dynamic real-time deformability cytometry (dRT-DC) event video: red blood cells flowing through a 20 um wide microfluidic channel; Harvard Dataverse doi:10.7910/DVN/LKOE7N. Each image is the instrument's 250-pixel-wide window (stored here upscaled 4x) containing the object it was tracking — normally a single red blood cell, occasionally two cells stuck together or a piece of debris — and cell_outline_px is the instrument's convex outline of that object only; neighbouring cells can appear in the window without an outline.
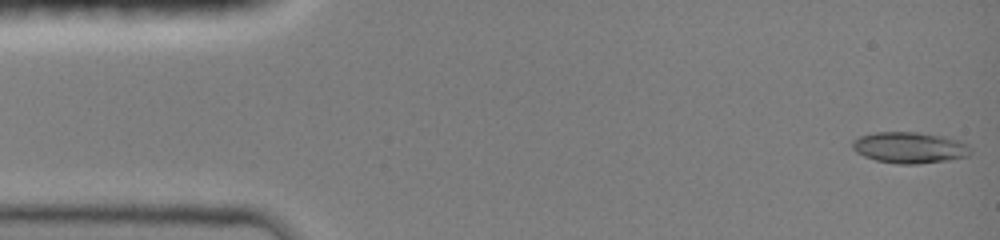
{"species": "common noctule bat (a hibernating species)", "species_latin": "Nyctalus noctula", "temperature_condition": "room temperature", "stored_images_in_passage": 48, "camera_frame_rate_fps": 3000, "um_per_image_px": 0.085, "animal": {"sex": "female", "body_mass_g": 19.0, "forearm_length_mm": 51.5}, "frame": {"image": 1, "passage_image": 1, "time_ms": 0.0, "image_size_px": [1000, 240], "cell_outline_px": [[972, 152], [968, 156], [948, 160], [916, 164], [896, 164], [876, 160], [864, 156], [856, 152], [852, 148], [852, 140], [860, 136], [876, 132], [916, 132], [944, 136], [960, 140], [968, 144], [972, 148]], "centroid_in_image_um": [77.34, 12.54], "position_along_channel_um": 7.7, "area_um2": 21.68}}
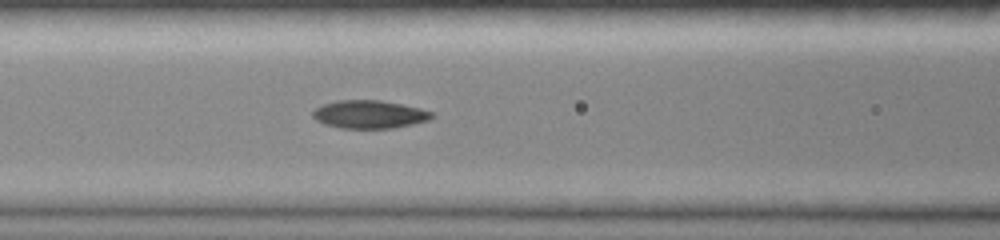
{"frame": {"image": 2, "passage_image": 19, "time_ms": 6.0, "image_size_px": [1000, 240], "cell_outline_px": [[432, 116], [428, 120], [412, 124], [392, 128], [340, 128], [324, 124], [316, 120], [312, 116], [312, 112], [316, 108], [324, 104], [336, 100], [380, 100], [420, 108], [432, 112]], "centroid_in_image_um": [31.36, 9.72], "position_along_channel_um": 135.2, "area_um2": 19.31}}
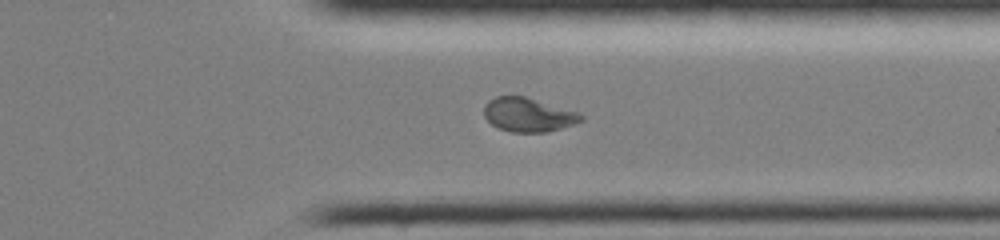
{"frame": {"image": 3, "passage_image": 36, "time_ms": 11.667, "image_size_px": [1000, 240], "cell_outline_px": [[584, 120], [560, 128], [544, 132], [512, 132], [500, 128], [492, 124], [484, 116], [484, 104], [488, 100], [496, 96], [524, 96], [580, 112], [584, 116]], "centroid_in_image_um": [44.9, 9.74], "position_along_channel_um": 366.5, "area_um2": 19.13}, "authors_computed_cell_mechanics": {"area_um2": 19.6809, "velocity_mm_per_s": 4.0801, "shape_relaxation_time_tau1_ms": null, "shape_relaxation_time_tau2_ms": 3.295, "deformation_change_tau1": null, "deformation_change_tau2": 0.0658}}